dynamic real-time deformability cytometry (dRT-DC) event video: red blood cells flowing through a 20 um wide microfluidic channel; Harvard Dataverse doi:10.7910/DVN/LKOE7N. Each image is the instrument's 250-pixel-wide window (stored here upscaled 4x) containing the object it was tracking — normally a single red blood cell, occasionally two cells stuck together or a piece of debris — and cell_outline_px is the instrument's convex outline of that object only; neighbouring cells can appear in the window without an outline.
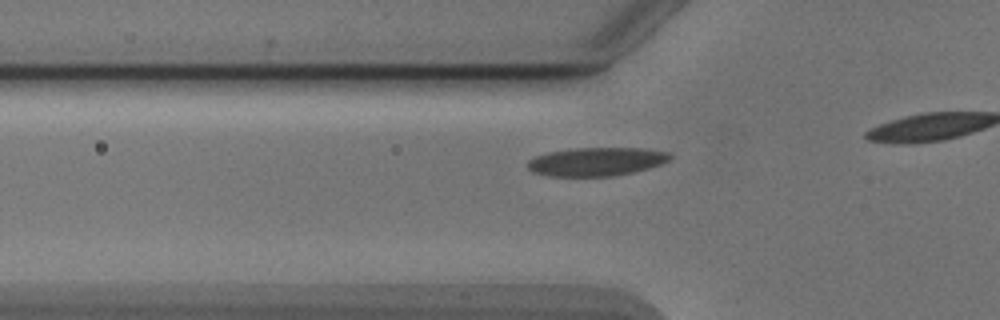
{"species": "Egyptian fruit bat (a non-hibernating species)", "species_latin": "Rousettus aegyptiacus", "temperature_condition": "cold", "stored_images_in_passage": 14, "camera_frame_rate_fps": 3000, "um_per_image_px": 0.085, "animal": {"sex": "male"}, "frame": {"image": 1, "passage_image": 8, "time_ms": 2.333, "image_size_px": [1000, 320], "cell_outline_px": [[672, 156], [668, 160], [660, 164], [648, 168], [632, 172], [612, 176], [548, 176], [532, 172], [528, 168], [528, 160], [536, 156], [548, 152], [576, 148], [644, 148], [668, 152]], "centroid_in_image_um": [50.67, 13.73], "position_along_channel_um": 75.1, "area_um2": 23.52}}
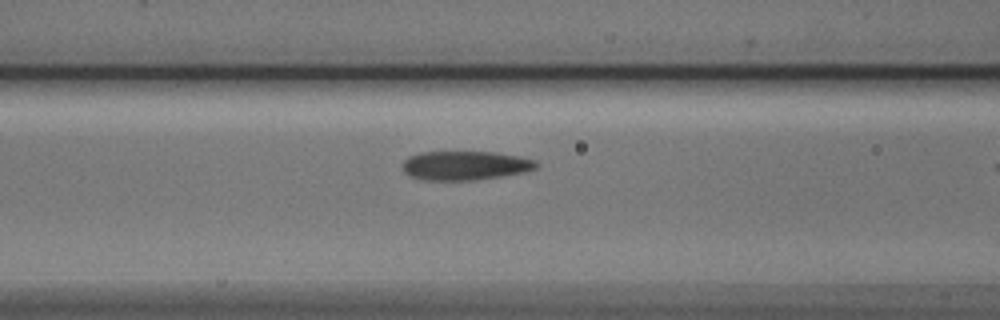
{"frame": {"image": 2, "passage_image": 12, "time_ms": 3.667, "image_size_px": [1000, 320], "cell_outline_px": [[540, 164], [536, 168], [524, 172], [476, 180], [424, 180], [412, 176], [404, 172], [404, 160], [408, 156], [424, 152], [496, 152], [536, 160]], "centroid_in_image_um": [39.56, 14.07], "position_along_channel_um": 127.0, "area_um2": 22.48}}